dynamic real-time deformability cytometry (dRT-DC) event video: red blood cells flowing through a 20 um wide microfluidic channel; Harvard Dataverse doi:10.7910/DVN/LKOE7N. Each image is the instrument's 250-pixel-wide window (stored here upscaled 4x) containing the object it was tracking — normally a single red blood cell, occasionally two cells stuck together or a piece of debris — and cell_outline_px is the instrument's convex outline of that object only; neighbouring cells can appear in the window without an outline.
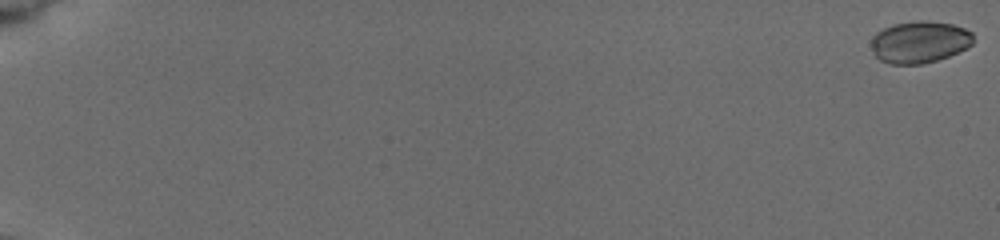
{"species": "common noctule bat (a hibernating species)", "species_latin": "Nyctalus noctula", "temperature_condition": "cold", "stored_images_in_passage": 15, "camera_frame_rate_fps": 3000, "um_per_image_px": 0.085, "animal": {"sex": "female", "body_mass_g": 19.5, "forearm_length_mm": 54.1}, "frame": {"image": 1, "passage_image": 1, "time_ms": 0.0, "image_size_px": [1000, 240], "cell_outline_px": [[972, 44], [968, 48], [948, 56], [936, 60], [920, 64], [888, 64], [880, 60], [872, 52], [872, 36], [876, 32], [892, 24], [920, 20], [928, 20], [952, 24], [964, 28], [972, 32]], "centroid_in_image_um": [78.15, 3.56], "position_along_channel_um": 6.9, "area_um2": 25.03}}